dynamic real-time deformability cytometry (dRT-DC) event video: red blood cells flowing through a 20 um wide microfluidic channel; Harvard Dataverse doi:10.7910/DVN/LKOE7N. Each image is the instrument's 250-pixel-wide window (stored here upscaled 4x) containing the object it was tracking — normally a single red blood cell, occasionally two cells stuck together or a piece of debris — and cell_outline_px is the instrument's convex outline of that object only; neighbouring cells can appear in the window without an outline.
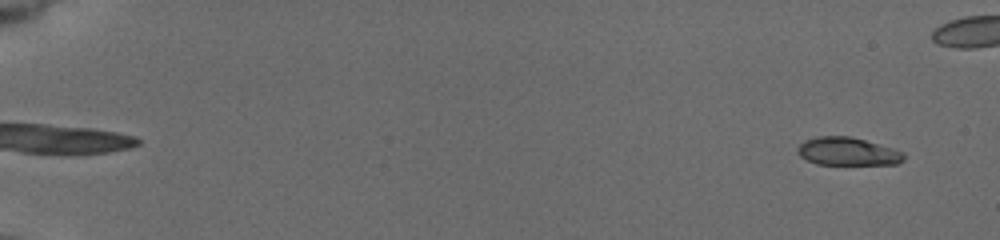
{"species": "common noctule bat (a hibernating species)", "species_latin": "Nyctalus noctula", "temperature_condition": "cold", "stored_images_in_passage": 29, "camera_frame_rate_fps": 3000, "um_per_image_px": 0.085, "animal": {"sex": "female", "body_mass_g": 19.5, "forearm_length_mm": 54.1}, "frame": {"image": 1, "passage_image": 3, "time_ms": 0.667, "image_size_px": [1000, 240], "cell_outline_px": [[904, 160], [896, 164], [816, 164], [800, 156], [796, 152], [796, 148], [804, 140], [816, 136], [848, 136], [864, 140], [892, 148], [904, 152]], "centroid_in_image_um": [72.01, 12.87], "position_along_channel_um": 13.0, "area_um2": 17.28}}
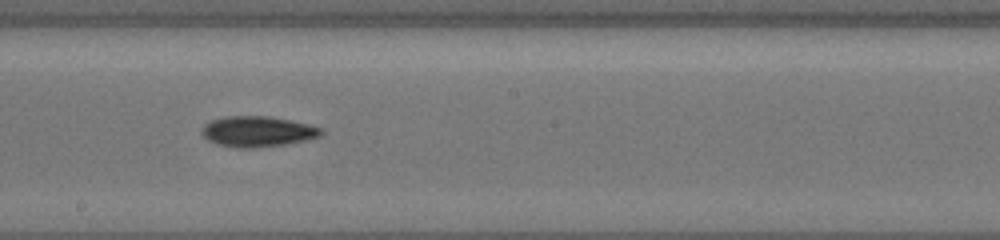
{"frame": {"image": 2, "passage_image": 19, "time_ms": 11.0, "image_size_px": [1000, 240], "cell_outline_px": [[324, 132], [320, 136], [304, 140], [284, 144], [256, 148], [236, 148], [216, 144], [208, 140], [200, 132], [200, 128], [204, 124], [212, 120], [224, 116], [268, 116], [292, 120], [324, 128]], "centroid_in_image_um": [21.87, 11.17], "position_along_channel_um": 226.3, "area_um2": 21.5}}
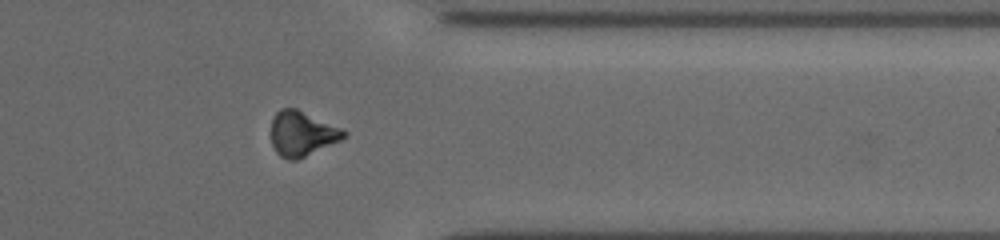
{"frame": {"image": 3, "passage_image": 26, "time_ms": 15.333, "image_size_px": [1000, 240], "cell_outline_px": [[348, 132], [340, 140], [296, 160], [288, 160], [280, 156], [276, 152], [272, 144], [272, 116], [280, 108], [296, 108], [344, 128]], "centroid_in_image_um": [25.67, 11.33], "position_along_channel_um": 385.7, "area_um2": 19.02}}